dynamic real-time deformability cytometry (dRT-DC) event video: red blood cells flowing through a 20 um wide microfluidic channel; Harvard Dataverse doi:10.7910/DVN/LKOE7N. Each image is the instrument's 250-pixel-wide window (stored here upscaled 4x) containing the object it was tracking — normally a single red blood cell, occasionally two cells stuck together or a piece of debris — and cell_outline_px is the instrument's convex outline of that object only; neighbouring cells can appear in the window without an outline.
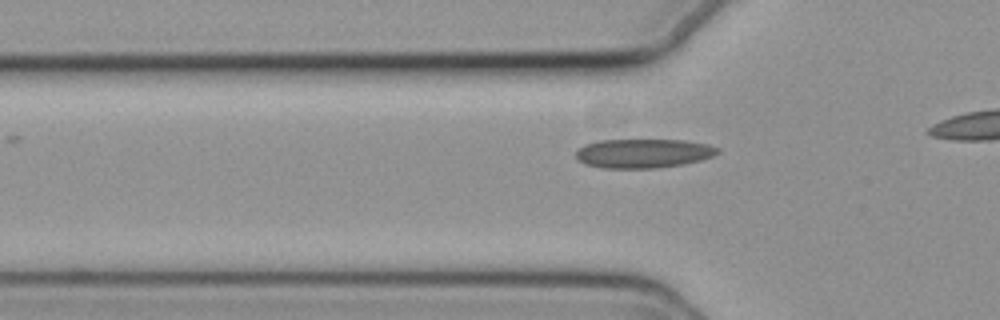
{"species": "common noctule bat (a hibernating species)", "species_latin": "Nyctalus noctula", "temperature_condition": "cold", "stored_images_in_passage": 11, "camera_frame_rate_fps": 3000, "um_per_image_px": 0.085, "animal": {"sex": "female", "body_mass_g": 19.3, "forearm_length_mm": 54.1}, "frame": {"image": 1, "passage_image": 5, "time_ms": 1.333, "image_size_px": [1000, 320], "cell_outline_px": [[720, 152], [712, 156], [700, 160], [684, 164], [660, 168], [604, 168], [584, 164], [576, 156], [576, 152], [584, 144], [600, 140], [684, 140], [708, 144], [720, 148]], "centroid_in_image_um": [54.71, 13.03], "position_along_channel_um": 71.1, "area_um2": 24.1}}
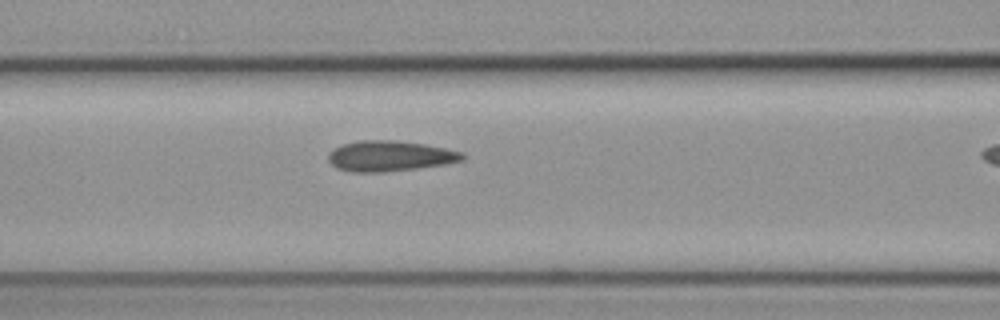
{"frame": {"image": 2, "passage_image": 10, "time_ms": 3.0, "image_size_px": [1000, 320], "cell_outline_px": [[464, 160], [444, 164], [416, 168], [384, 172], [352, 172], [336, 168], [328, 160], [328, 156], [336, 148], [344, 144], [360, 140], [392, 140], [424, 144], [464, 152]], "centroid_in_image_um": [33.15, 13.27], "position_along_channel_um": 133.4, "area_um2": 23.58}}